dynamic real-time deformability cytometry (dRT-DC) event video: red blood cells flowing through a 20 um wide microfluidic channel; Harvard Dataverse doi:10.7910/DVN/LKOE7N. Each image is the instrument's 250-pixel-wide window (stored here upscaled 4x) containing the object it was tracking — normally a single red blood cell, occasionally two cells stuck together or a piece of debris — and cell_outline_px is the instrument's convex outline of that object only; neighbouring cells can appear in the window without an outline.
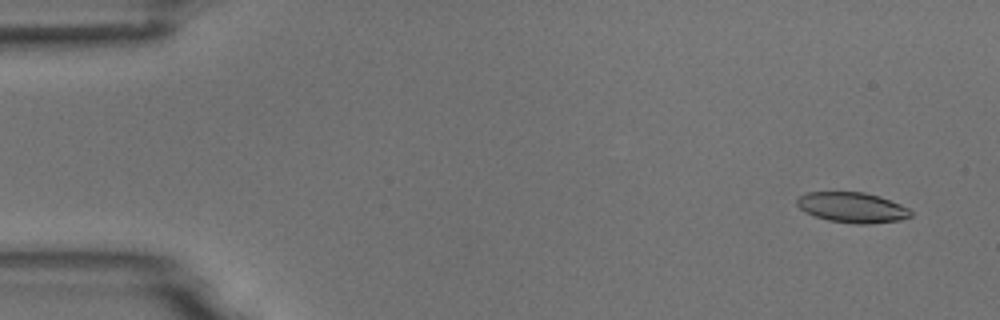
{"species": "common noctule bat (a hibernating species)", "species_latin": "Nyctalus noctula", "temperature_condition": "room temperature", "stored_images_in_passage": 54, "camera_frame_rate_fps": 3000, "um_per_image_px": 0.085, "animal": {"sex": "male", "body_mass_g": 18.8}, "frame": {"image": 1, "passage_image": 4, "time_ms": 1.0, "image_size_px": [1000, 320], "cell_outline_px": [[912, 216], [900, 220], [868, 224], [856, 224], [828, 220], [804, 212], [796, 204], [796, 200], [804, 192], [864, 192], [880, 196], [900, 204], [908, 208], [912, 212]], "centroid_in_image_um": [72.44, 17.63], "position_along_channel_um": 12.6, "area_um2": 20.17}}
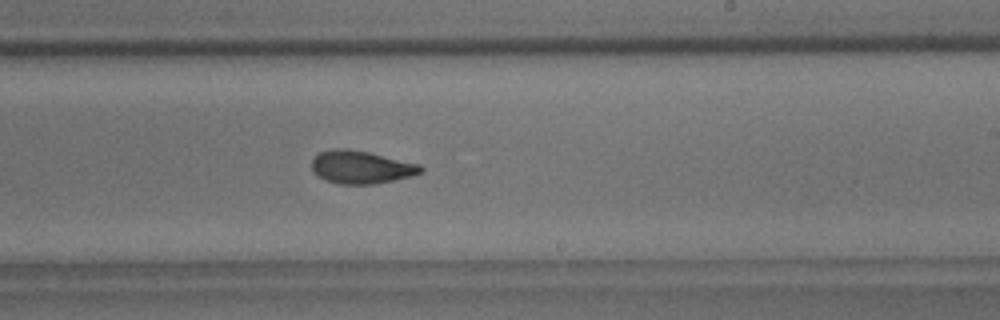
{"frame": {"image": 2, "passage_image": 33, "time_ms": 10.667, "image_size_px": [1000, 320], "cell_outline_px": [[424, 172], [412, 176], [372, 184], [340, 184], [324, 180], [312, 172], [312, 160], [320, 152], [332, 148], [348, 148], [368, 152], [420, 164], [424, 168]], "centroid_in_image_um": [30.69, 14.2], "position_along_channel_um": 258.3, "area_um2": 20.98}}
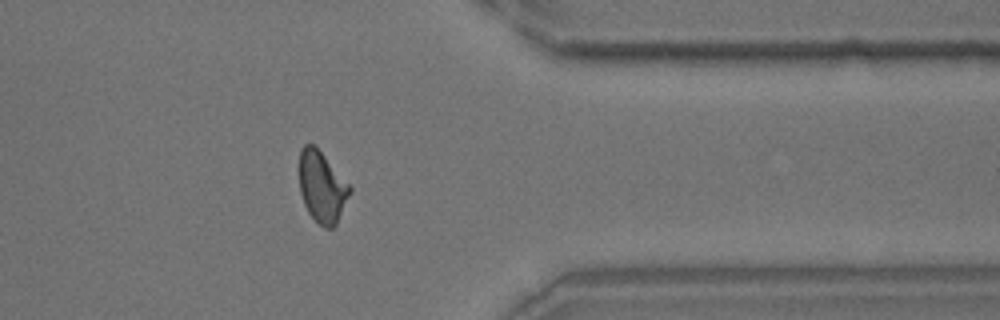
{"frame": {"image": 3, "passage_image": 44, "time_ms": 14.333, "image_size_px": [1000, 320], "cell_outline_px": [[352, 192], [336, 224], [332, 228], [324, 228], [308, 212], [304, 204], [300, 192], [300, 148], [304, 144], [316, 144], [352, 184]], "centroid_in_image_um": [27.42, 15.83], "position_along_channel_um": 384.0, "area_um2": 21.56}, "authors_computed_cell_mechanics": {"area_um2": 20.9525, "velocity_mm_per_s": 3.765, "shape_relaxation_time_tau1_ms": 6.4859, "shape_relaxation_time_tau2_ms": 2.8014, "deformation_change_tau1": 0.1704, "deformation_change_tau2": 0.0934}}